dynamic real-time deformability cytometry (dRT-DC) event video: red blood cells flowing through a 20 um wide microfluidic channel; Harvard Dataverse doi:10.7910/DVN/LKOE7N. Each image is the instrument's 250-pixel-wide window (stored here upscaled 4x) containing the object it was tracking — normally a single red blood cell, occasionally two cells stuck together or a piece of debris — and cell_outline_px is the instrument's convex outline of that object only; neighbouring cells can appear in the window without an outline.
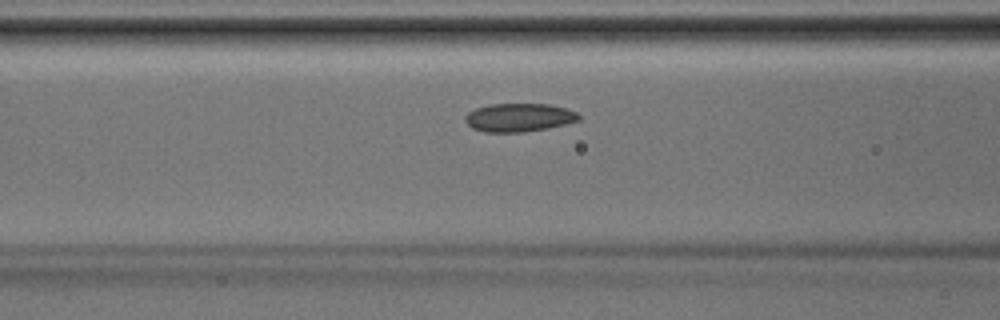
{"species": "Egyptian fruit bat (a non-hibernating species)", "species_latin": "Rousettus aegyptiacus", "temperature_condition": "room temperature", "stored_images_in_passage": 25, "camera_frame_rate_fps": 3000, "um_per_image_px": 0.085, "animal": {"sex": "male"}, "frame": {"image": 1, "passage_image": 6, "time_ms": 1.667, "image_size_px": [1000, 320], "cell_outline_px": [[580, 120], [548, 128], [524, 132], [484, 132], [472, 128], [464, 120], [464, 116], [468, 112], [476, 108], [488, 104], [548, 104], [564, 108], [576, 112], [580, 116]], "centroid_in_image_um": [44.08, 9.99], "position_along_channel_um": 122.5, "area_um2": 18.79}}
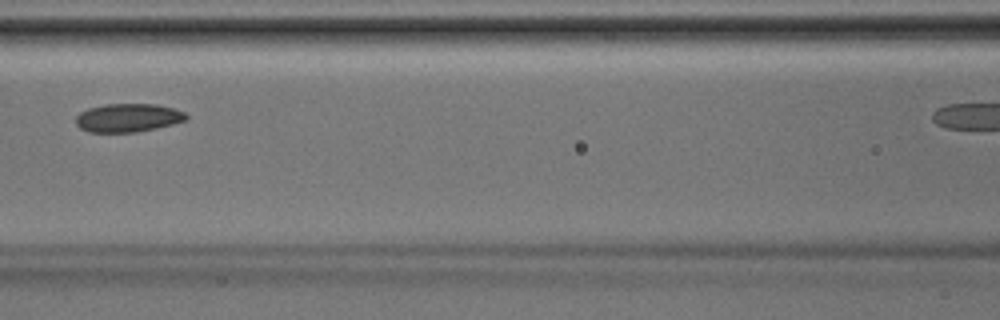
{"frame": {"image": 2, "passage_image": 8, "time_ms": 2.333, "image_size_px": [1000, 320], "cell_outline_px": [[188, 116], [184, 120], [172, 124], [156, 128], [136, 132], [88, 132], [80, 128], [76, 124], [76, 116], [80, 112], [88, 108], [104, 104], [156, 104], [172, 108], [184, 112]], "centroid_in_image_um": [10.84, 10.01], "position_along_channel_um": 155.8, "area_um2": 18.21}}
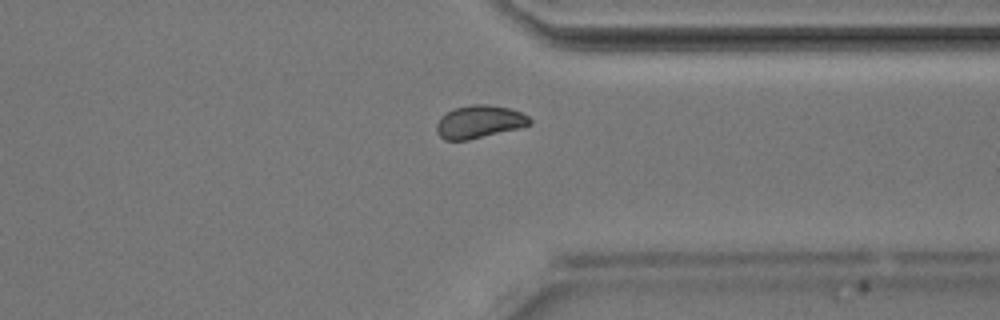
{"frame": {"image": 3, "passage_image": 21, "time_ms": 6.667, "image_size_px": [1000, 320], "cell_outline_px": [[532, 124], [468, 140], [444, 140], [436, 132], [436, 124], [440, 116], [456, 108], [472, 104], [488, 104], [508, 108], [520, 112], [528, 116], [532, 120]], "centroid_in_image_um": [40.71, 10.35], "position_along_channel_um": 370.7, "area_um2": 17.63}}